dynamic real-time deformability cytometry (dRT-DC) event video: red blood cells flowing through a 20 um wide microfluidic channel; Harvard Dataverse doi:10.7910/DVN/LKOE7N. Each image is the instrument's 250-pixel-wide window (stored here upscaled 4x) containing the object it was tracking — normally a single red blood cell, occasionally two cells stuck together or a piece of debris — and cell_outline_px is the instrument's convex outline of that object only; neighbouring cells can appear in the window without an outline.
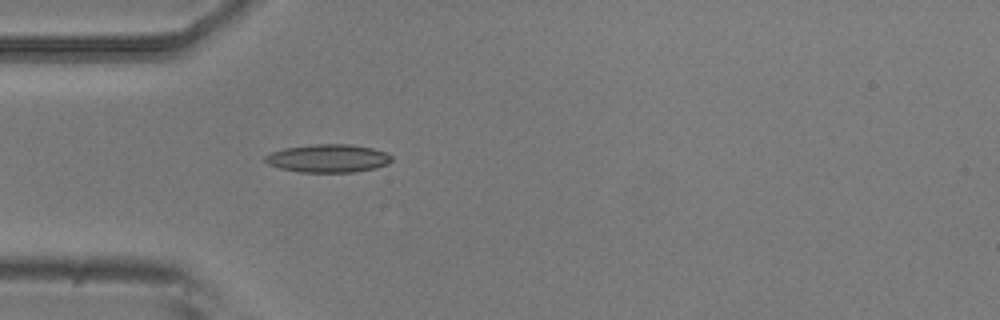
{"species": "common noctule bat (a hibernating species)", "species_latin": "Nyctalus noctula", "temperature_condition": "room temperature", "stored_images_in_passage": 4, "camera_frame_rate_fps": 3000, "um_per_image_px": 0.085, "animal": {"sex": "male", "body_mass_g": 20.5, "forearm_length_mm": 52.5}, "frame": {"image": 1, "passage_image": 4, "time_ms": 4.333, "image_size_px": [1000, 320], "cell_outline_px": [[392, 160], [388, 164], [372, 168], [352, 172], [300, 172], [280, 168], [268, 164], [264, 160], [264, 156], [272, 152], [284, 148], [316, 144], [352, 144], [372, 148], [384, 152], [392, 156]], "centroid_in_image_um": [27.87, 13.45], "position_along_channel_um": 57.1, "area_um2": 20.58}}